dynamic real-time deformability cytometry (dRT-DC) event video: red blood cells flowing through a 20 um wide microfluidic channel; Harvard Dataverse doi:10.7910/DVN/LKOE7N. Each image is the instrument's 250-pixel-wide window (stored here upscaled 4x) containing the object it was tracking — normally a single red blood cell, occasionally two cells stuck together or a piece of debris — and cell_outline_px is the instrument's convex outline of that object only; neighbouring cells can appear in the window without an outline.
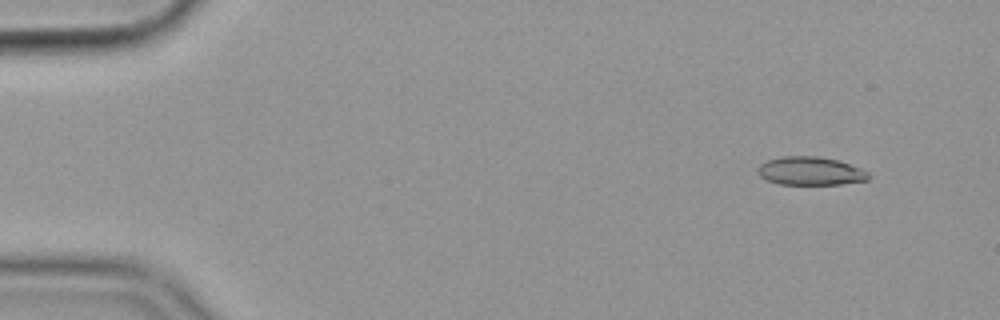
{"species": "common noctule bat (a hibernating species)", "species_latin": "Nyctalus noctula", "temperature_condition": "cold", "stored_images_in_passage": 19, "camera_frame_rate_fps": 3000, "um_per_image_px": 0.085, "animal": {"sex": "female", "body_mass_g": 19.9}, "frame": {"image": 1, "passage_image": 4, "time_ms": 1.0, "image_size_px": [1000, 320], "cell_outline_px": [[868, 180], [840, 184], [780, 184], [768, 180], [760, 176], [756, 172], [756, 168], [760, 164], [768, 160], [780, 156], [820, 156], [840, 160], [860, 168], [868, 172]], "centroid_in_image_um": [68.86, 14.52], "position_along_channel_um": 16.1, "area_um2": 18.38}}
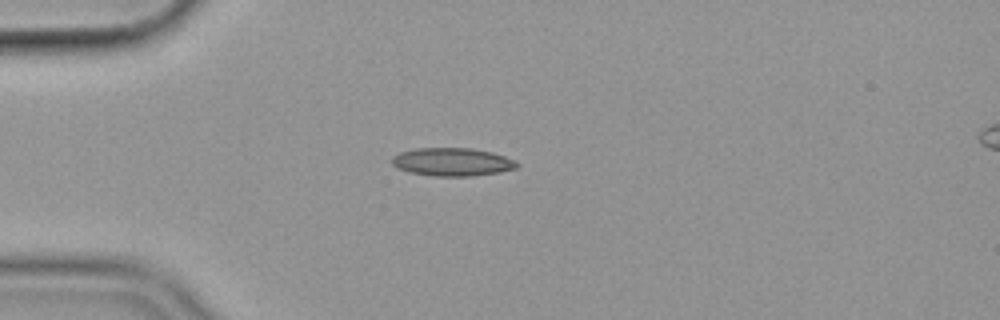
{"frame": {"image": 2, "passage_image": 14, "time_ms": 4.333, "image_size_px": [1000, 320], "cell_outline_px": [[520, 164], [516, 168], [500, 172], [472, 176], [436, 176], [408, 172], [392, 164], [392, 156], [400, 152], [416, 148], [472, 148], [492, 152], [504, 156]], "centroid_in_image_um": [38.44, 13.76], "position_along_channel_um": 46.6, "area_um2": 20.4}}